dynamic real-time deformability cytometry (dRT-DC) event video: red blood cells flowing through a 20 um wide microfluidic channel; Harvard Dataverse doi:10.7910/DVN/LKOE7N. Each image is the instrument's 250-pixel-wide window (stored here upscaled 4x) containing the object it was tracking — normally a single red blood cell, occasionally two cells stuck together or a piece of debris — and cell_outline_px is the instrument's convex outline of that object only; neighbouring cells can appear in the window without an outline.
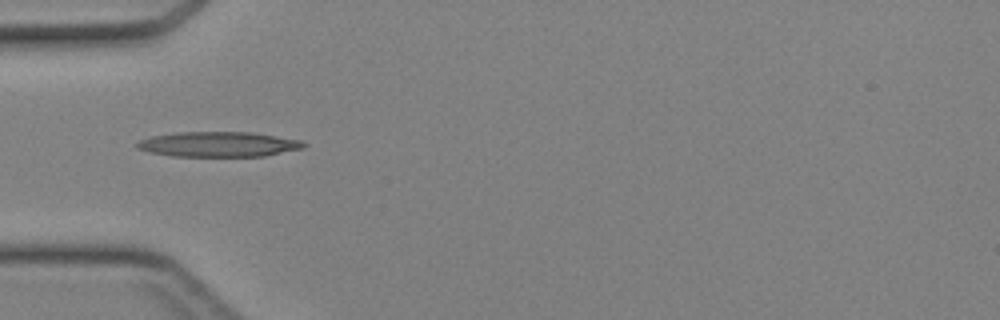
{"species": "Egyptian fruit bat (a non-hibernating species)", "species_latin": "Rousettus aegyptiacus", "temperature_condition": "cold", "stored_images_in_passage": 31, "camera_frame_rate_fps": 3000, "um_per_image_px": 0.085, "animal": {"sex": "female"}, "frame": {"image": 1, "passage_image": 1, "time_ms": 0.0, "image_size_px": [1000, 320], "cell_outline_px": [[308, 144], [304, 148], [264, 156], [172, 156], [148, 152], [136, 148], [136, 144], [140, 140], [152, 136], [176, 132], [252, 132], [300, 140]], "centroid_in_image_um": [18.57, 12.26], "position_along_channel_um": 66.4, "area_um2": 24.39}}
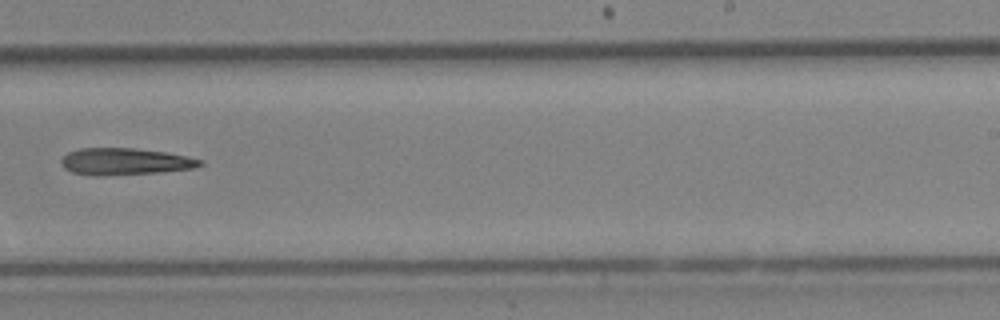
{"frame": {"image": 2, "passage_image": 15, "time_ms": 4.667, "image_size_px": [1000, 320], "cell_outline_px": [[204, 164], [192, 168], [156, 172], [96, 176], [92, 176], [72, 172], [64, 168], [60, 164], [60, 160], [68, 152], [80, 148], [132, 148], [164, 152], [184, 156], [200, 160]], "centroid_in_image_um": [10.52, 13.73], "position_along_channel_um": 278.5, "area_um2": 21.39}}
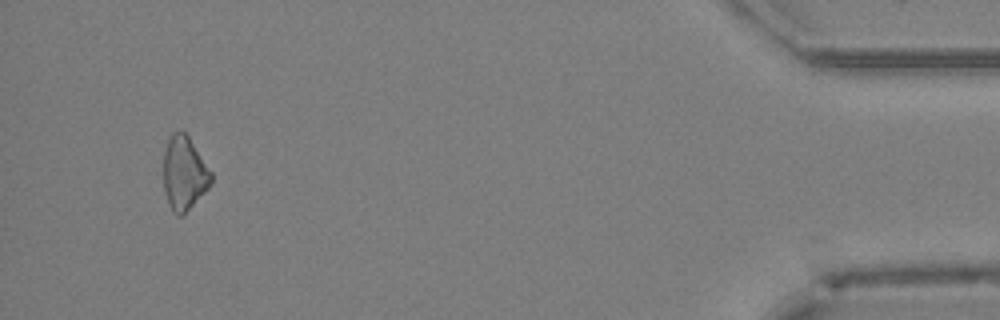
{"frame": {"image": 3, "passage_image": 29, "time_ms": 9.333, "image_size_px": [1000, 320], "cell_outline_px": [[212, 184], [180, 216], [176, 216], [172, 212], [164, 192], [164, 152], [168, 140], [172, 132], [180, 128], [188, 136], [212, 172]], "centroid_in_image_um": [15.65, 14.69], "position_along_channel_um": 419.6, "area_um2": 20.35}}